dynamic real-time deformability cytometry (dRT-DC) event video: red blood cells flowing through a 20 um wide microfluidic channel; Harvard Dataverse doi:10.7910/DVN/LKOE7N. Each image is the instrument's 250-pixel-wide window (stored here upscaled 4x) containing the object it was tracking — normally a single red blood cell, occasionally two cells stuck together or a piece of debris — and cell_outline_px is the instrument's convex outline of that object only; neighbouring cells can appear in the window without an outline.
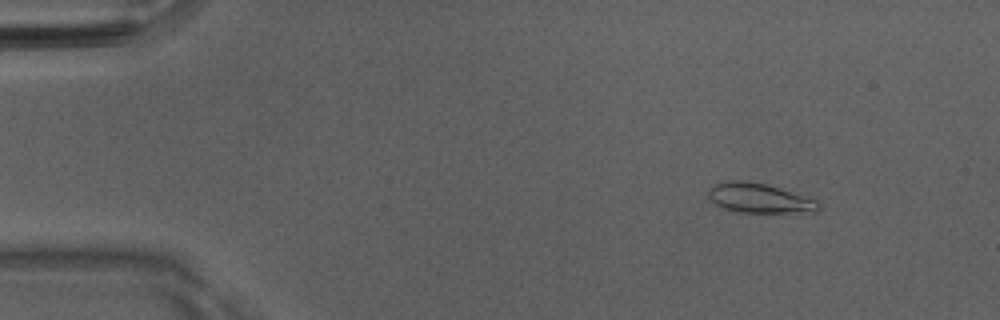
{"species": "Egyptian fruit bat (a non-hibernating species)", "species_latin": "Rousettus aegyptiacus", "temperature_condition": "room temperature", "stored_images_in_passage": 10, "camera_frame_rate_fps": 3000, "um_per_image_px": 0.085, "animal": {"sex": "male"}, "frame": {"image": 1, "passage_image": 4, "time_ms": 1.0, "image_size_px": [1000, 320], "cell_outline_px": [[820, 208], [816, 212], [736, 212], [724, 208], [716, 204], [708, 196], [708, 188], [712, 184], [728, 180], [740, 180], [764, 184], [816, 200], [820, 204]], "centroid_in_image_um": [64.49, 16.84], "position_along_channel_um": 20.5, "area_um2": 18.73}}